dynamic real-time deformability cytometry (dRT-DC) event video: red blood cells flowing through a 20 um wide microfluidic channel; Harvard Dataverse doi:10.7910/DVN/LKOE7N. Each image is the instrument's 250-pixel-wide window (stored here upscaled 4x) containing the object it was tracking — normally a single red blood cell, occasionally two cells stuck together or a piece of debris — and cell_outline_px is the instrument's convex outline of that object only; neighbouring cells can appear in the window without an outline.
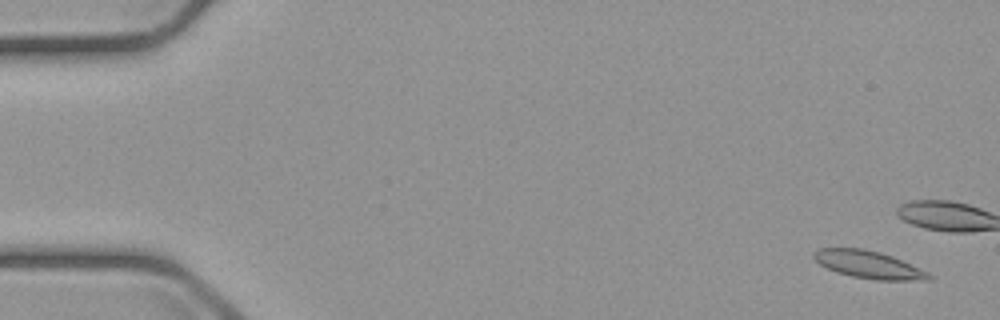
{"species": "common noctule bat (a hibernating species)", "species_latin": "Nyctalus noctula", "temperature_condition": "cold", "stored_images_in_passage": 7, "camera_frame_rate_fps": 3000, "um_per_image_px": 0.085, "animal": {"sex": "male", "body_mass_g": 23.1, "forearm_length_mm": 52.7}, "frame": {"image": 1, "passage_image": 1, "time_ms": 0.0, "image_size_px": [1000, 320], "cell_outline_px": [[932, 280], [876, 280], [852, 276], [836, 272], [820, 264], [812, 256], [812, 252], [820, 248], [864, 248], [880, 252], [892, 256], [928, 272], [932, 276]], "centroid_in_image_um": [73.82, 22.49], "position_along_channel_um": 11.2, "area_um2": 18.38}}
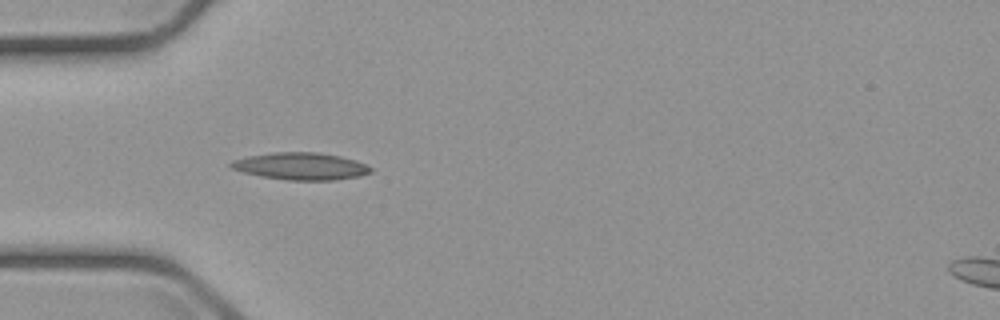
{"frame": {"image": 2, "passage_image": 6, "time_ms": 6.0, "image_size_px": [1000, 320], "cell_outline_px": [[372, 172], [360, 176], [332, 180], [288, 180], [260, 176], [244, 172], [232, 168], [228, 164], [232, 160], [248, 156], [272, 152], [316, 152], [340, 156], [356, 160], [372, 168]], "centroid_in_image_um": [25.56, 14.12], "position_along_channel_um": 59.4, "area_um2": 22.08}}